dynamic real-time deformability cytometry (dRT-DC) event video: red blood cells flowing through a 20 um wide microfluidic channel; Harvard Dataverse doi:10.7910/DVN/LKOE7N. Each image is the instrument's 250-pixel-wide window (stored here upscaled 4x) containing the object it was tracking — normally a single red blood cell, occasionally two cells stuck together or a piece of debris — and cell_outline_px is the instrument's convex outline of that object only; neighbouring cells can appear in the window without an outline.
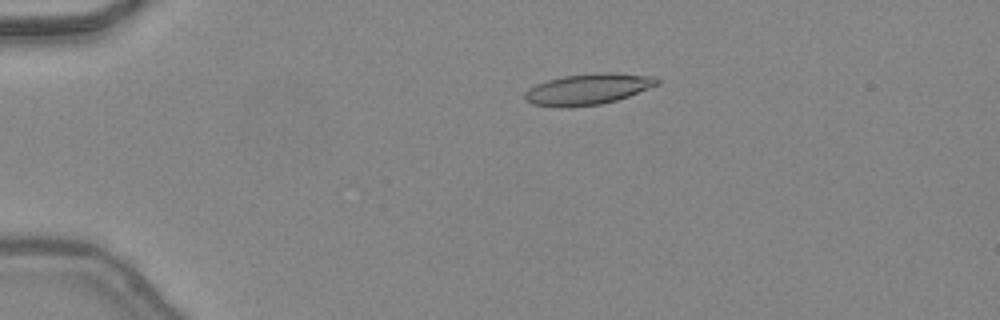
{"species": "common noctule bat (a hibernating species)", "species_latin": "Nyctalus noctula", "temperature_condition": "warm", "stored_images_in_passage": 47, "camera_frame_rate_fps": 3000, "um_per_image_px": 0.085, "animal": {"sex": "female", "body_mass_g": 24.6, "forearm_length_mm": 56.2}, "frame": {"image": 1, "passage_image": 11, "time_ms": 3.333, "image_size_px": [1000, 320], "cell_outline_px": [[660, 84], [628, 96], [616, 100], [600, 104], [568, 108], [532, 104], [524, 100], [524, 92], [528, 88], [536, 84], [548, 80], [564, 76], [596, 72], [612, 72], [656, 76], [660, 80]], "centroid_in_image_um": [49.98, 7.57], "position_along_channel_um": 35.0, "area_um2": 24.16}}
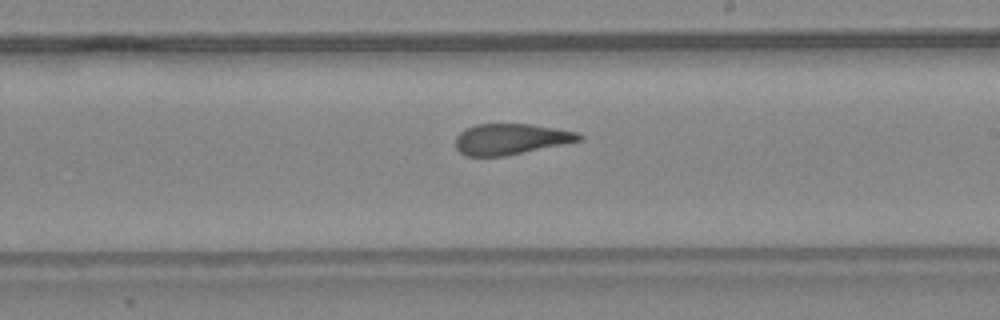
{"frame": {"image": 2, "passage_image": 29, "time_ms": 9.333, "image_size_px": [1000, 320], "cell_outline_px": [[580, 140], [564, 144], [504, 156], [468, 156], [460, 152], [456, 148], [456, 136], [464, 128], [476, 124], [532, 124], [556, 128], [576, 132], [580, 136]], "centroid_in_image_um": [43.36, 11.81], "position_along_channel_um": 245.6, "area_um2": 22.02}}
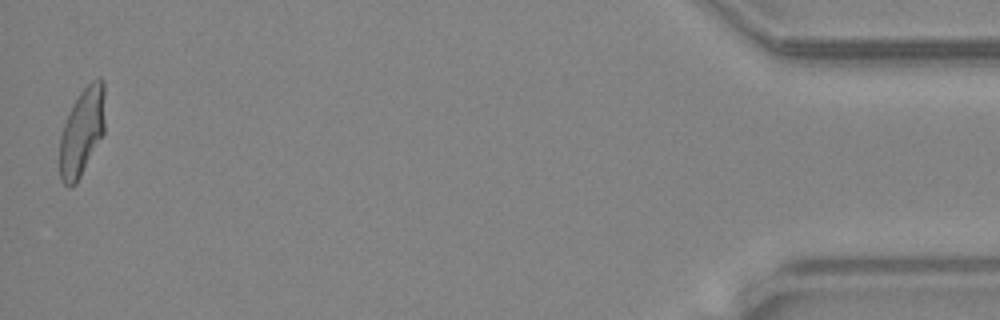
{"frame": {"image": 3, "passage_image": 47, "time_ms": 15.333, "image_size_px": [1000, 320], "cell_outline_px": [[104, 132], [76, 184], [68, 188], [60, 180], [60, 136], [68, 112], [72, 104], [80, 92], [92, 80], [100, 76], [104, 80]], "centroid_in_image_um": [6.96, 11.18], "position_along_channel_um": 428.2, "area_um2": 23.18}, "authors_computed_cell_mechanics": {"area_um2": 23.1778, "velocity_mm_per_s": 4.4633, "shape_relaxation_time_tau1_ms": null, "shape_relaxation_time_tau2_ms": 1.7225, "deformation_change_tau1": null, "deformation_change_tau2": 0.1124}}